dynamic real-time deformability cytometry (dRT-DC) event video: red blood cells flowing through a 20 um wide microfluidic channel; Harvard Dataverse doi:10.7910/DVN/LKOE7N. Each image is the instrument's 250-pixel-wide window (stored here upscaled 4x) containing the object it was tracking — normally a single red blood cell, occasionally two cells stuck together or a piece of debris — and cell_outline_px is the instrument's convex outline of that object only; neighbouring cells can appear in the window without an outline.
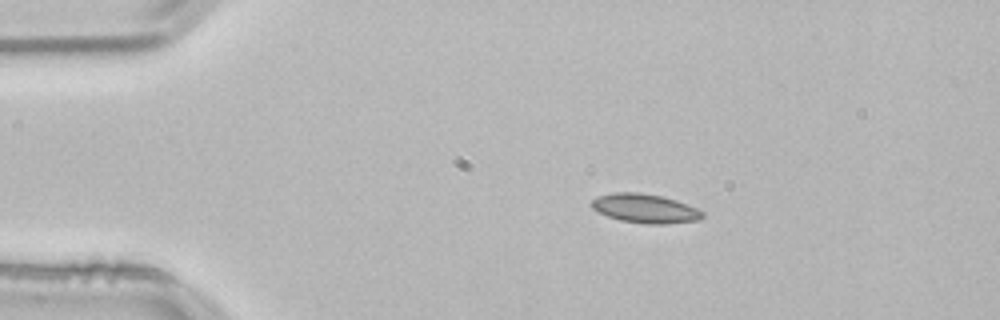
{"species": "common noctule bat (a hibernating species)", "species_latin": "Nyctalus noctula", "temperature_condition": "room temperature", "stored_images_in_passage": 44, "camera_frame_rate_fps": 3000, "um_per_image_px": 0.085, "animal": {"sex": "male", "body_mass_g": 21.5, "forearm_length_mm": 52.0}, "frame": {"image": 1, "passage_image": 1, "time_ms": 0.0, "image_size_px": [1000, 320], "cell_outline_px": [[704, 216], [696, 220], [668, 224], [644, 224], [620, 220], [608, 216], [592, 208], [588, 204], [596, 196], [612, 192], [640, 192], [664, 196], [676, 200], [696, 208], [704, 212]], "centroid_in_image_um": [54.79, 17.7], "position_along_channel_um": 30.2, "area_um2": 18.96}}
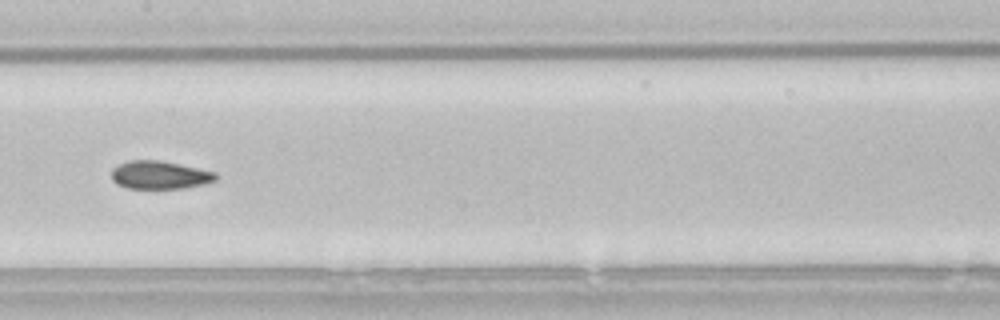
{"frame": {"image": 2, "passage_image": 18, "time_ms": 5.667, "image_size_px": [1000, 320], "cell_outline_px": [[216, 180], [204, 184], [184, 188], [128, 188], [116, 184], [112, 180], [112, 168], [128, 160], [156, 160], [216, 172]], "centroid_in_image_um": [13.54, 14.88], "position_along_channel_um": 193.9, "area_um2": 16.82}}
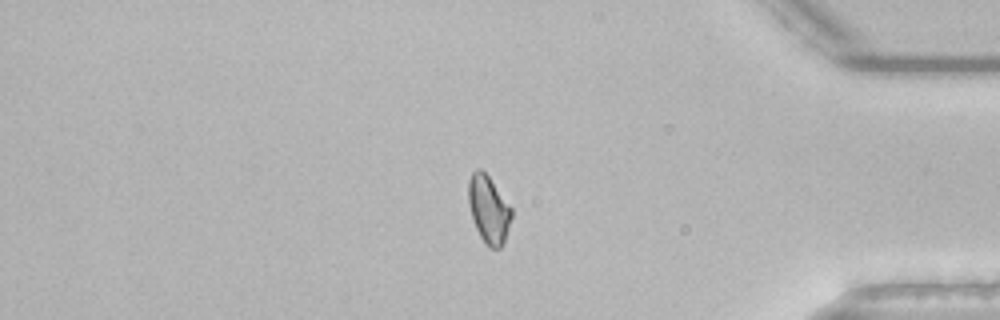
{"frame": {"image": 3, "passage_image": 36, "time_ms": 11.667, "image_size_px": [1000, 320], "cell_outline_px": [[512, 216], [504, 240], [500, 248], [488, 248], [480, 236], [472, 220], [468, 200], [468, 180], [472, 172], [476, 168], [480, 168], [488, 176], [512, 208]], "centroid_in_image_um": [41.51, 17.79], "position_along_channel_um": 393.7, "area_um2": 16.88}, "authors_computed_cell_mechanics": {"area_um2": 17.3111, "velocity_mm_per_s": 3.8091, "shape_relaxation_time_tau1_ms": 11.0201, "shape_relaxation_time_tau2_ms": 4.1869, "deformation_change_tau1": 0.1721, "deformation_change_tau2": 0.0638}}